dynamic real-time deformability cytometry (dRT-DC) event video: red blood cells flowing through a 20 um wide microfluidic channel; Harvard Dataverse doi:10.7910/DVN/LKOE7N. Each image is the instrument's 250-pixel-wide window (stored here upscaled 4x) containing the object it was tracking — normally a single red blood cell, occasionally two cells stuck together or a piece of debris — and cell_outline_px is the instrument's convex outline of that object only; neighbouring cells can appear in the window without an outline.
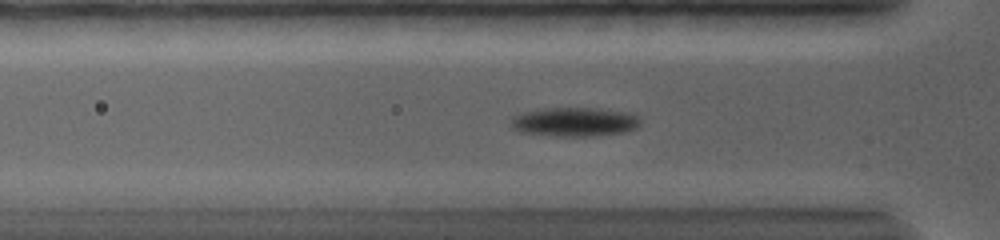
{"species": "common noctule bat (a hibernating species)", "species_latin": "Nyctalus noctula", "temperature_condition": "warm", "stored_images_in_passage": 37, "camera_frame_rate_fps": 5000, "um_per_image_px": 0.085, "animal": {"sex": "female", "body_mass_g": 19.0, "forearm_length_mm": 56.7}, "frame": {"image": 1, "passage_image": 11, "time_ms": 4.0, "image_size_px": [1000, 240], "cell_outline_px": [[640, 124], [636, 128], [624, 132], [596, 136], [556, 136], [520, 132], [512, 128], [508, 120], [508, 116], [520, 112], [544, 108], [596, 108], [636, 112], [640, 116]], "centroid_in_image_um": [48.82, 10.34], "position_along_channel_um": 77.0, "area_um2": 22.66}}
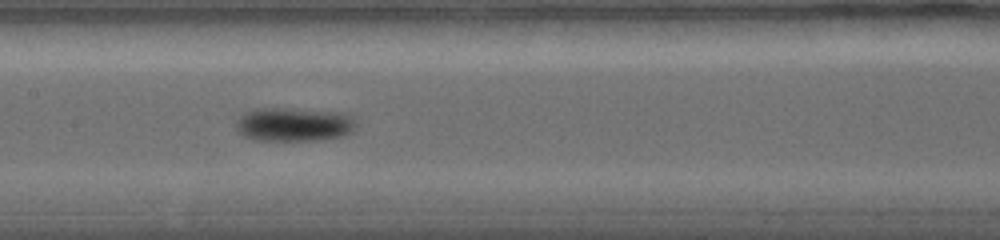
{"frame": {"image": 2, "passage_image": 21, "time_ms": 7.0, "image_size_px": [1000, 240], "cell_outline_px": [[356, 128], [352, 132], [344, 136], [320, 140], [252, 140], [244, 136], [236, 128], [236, 120], [244, 112], [256, 108], [284, 108], [352, 112], [356, 116]], "centroid_in_image_um": [25.07, 10.56], "position_along_channel_um": 182.3, "area_um2": 24.39}}
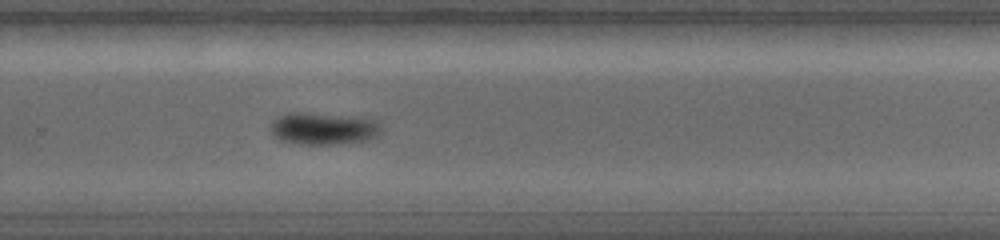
{"frame": {"image": 3, "passage_image": 33, "time_ms": 10.4, "image_size_px": [1000, 240], "cell_outline_px": [[380, 132], [372, 140], [336, 144], [300, 144], [280, 140], [268, 128], [272, 120], [276, 116], [288, 112], [304, 112], [364, 116], [376, 120], [380, 124]], "centroid_in_image_um": [27.5, 10.9], "position_along_channel_um": 302.3, "area_um2": 21.39}}